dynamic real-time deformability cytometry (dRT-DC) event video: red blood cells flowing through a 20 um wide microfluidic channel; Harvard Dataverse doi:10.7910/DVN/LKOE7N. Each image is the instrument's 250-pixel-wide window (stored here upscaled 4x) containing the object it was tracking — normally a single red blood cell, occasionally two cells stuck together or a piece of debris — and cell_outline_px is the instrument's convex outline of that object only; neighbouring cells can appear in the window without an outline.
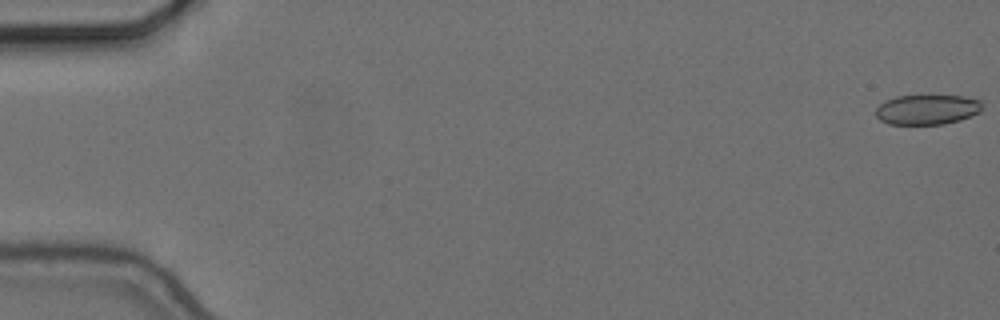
{"species": "common noctule bat (a hibernating species)", "species_latin": "Nyctalus noctula", "temperature_condition": "cold", "stored_images_in_passage": 57, "camera_frame_rate_fps": 3000, "um_per_image_px": 0.085, "animal": {"sex": "female", "body_mass_g": 24.6, "forearm_length_mm": 56.2}, "frame": {"image": 1, "passage_image": 1, "time_ms": 0.0, "image_size_px": [1000, 320], "cell_outline_px": [[980, 112], [972, 116], [960, 120], [944, 124], [888, 124], [880, 120], [876, 116], [876, 108], [884, 100], [896, 96], [960, 96], [980, 100]], "centroid_in_image_um": [78.77, 9.32], "position_along_channel_um": 6.2, "area_um2": 18.5}}
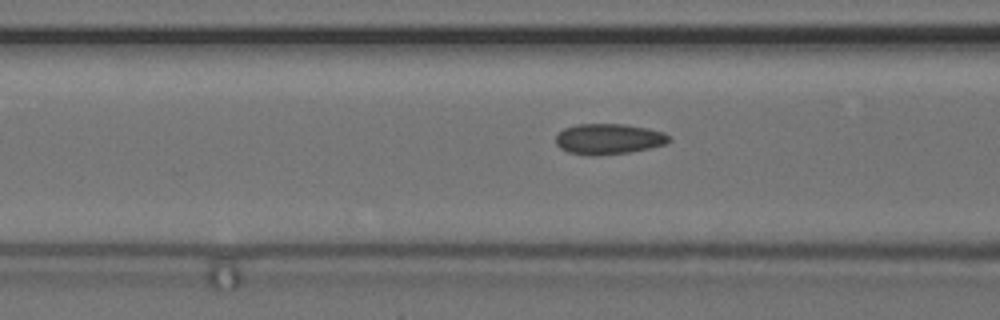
{"frame": {"image": 2, "passage_image": 23, "time_ms": 7.333, "image_size_px": [1000, 320], "cell_outline_px": [[672, 140], [664, 144], [648, 148], [628, 152], [596, 156], [592, 156], [568, 152], [560, 148], [556, 144], [556, 136], [564, 128], [576, 124], [624, 124], [648, 128], [664, 132]], "centroid_in_image_um": [51.72, 11.81], "position_along_channel_um": 114.9, "area_um2": 20.17}}
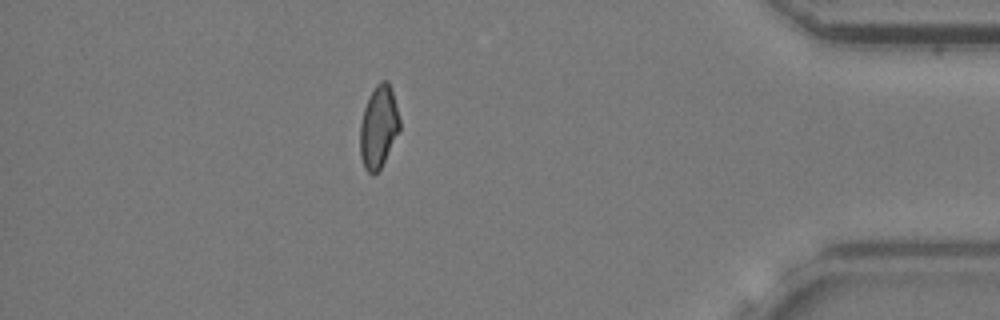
{"frame": {"image": 3, "passage_image": 50, "time_ms": 16.333, "image_size_px": [1000, 320], "cell_outline_px": [[400, 128], [380, 168], [372, 176], [364, 168], [360, 156], [360, 124], [364, 108], [376, 84], [380, 80], [388, 80], [392, 92], [400, 120]], "centroid_in_image_um": [32.16, 10.79], "position_along_channel_um": 403.0, "area_um2": 18.67}, "authors_computed_cell_mechanics": {"area_um2": 19.8254, "velocity_mm_per_s": 3.6761, "shape_relaxation_time_tau1_ms": null, "shape_relaxation_time_tau2_ms": 1.487, "deformation_change_tau1": null, "deformation_change_tau2": 0.0687}}